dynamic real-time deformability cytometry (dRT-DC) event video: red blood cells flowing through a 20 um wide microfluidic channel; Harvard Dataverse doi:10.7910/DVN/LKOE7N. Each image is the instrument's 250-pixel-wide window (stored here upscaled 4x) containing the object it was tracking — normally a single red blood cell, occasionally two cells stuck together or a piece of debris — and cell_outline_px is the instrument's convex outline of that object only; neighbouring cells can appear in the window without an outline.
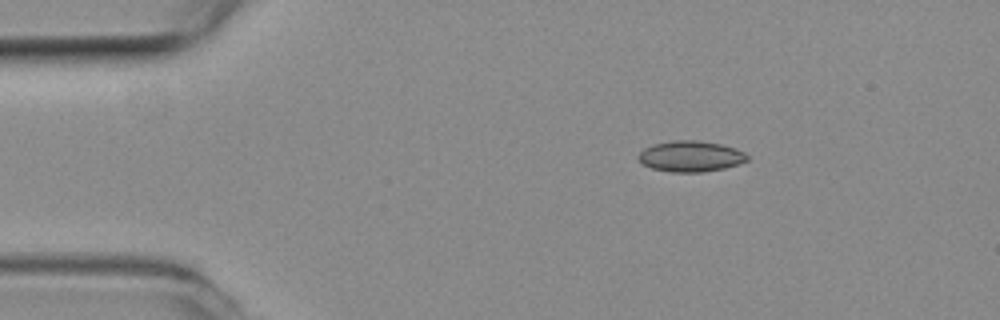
{"species": "common noctule bat (a hibernating species)", "species_latin": "Nyctalus noctula", "temperature_condition": "room temperature", "stored_images_in_passage": 49, "camera_frame_rate_fps": 3000, "um_per_image_px": 0.085, "animal": {"sex": "female", "body_mass_g": 19.3, "forearm_length_mm": 54.1}, "frame": {"image": 1, "passage_image": 1, "time_ms": 0.0, "image_size_px": [1000, 320], "cell_outline_px": [[748, 160], [740, 164], [724, 168], [704, 172], [668, 172], [652, 168], [644, 164], [636, 156], [644, 148], [652, 144], [672, 140], [696, 140], [720, 144], [736, 148], [744, 152], [748, 156]], "centroid_in_image_um": [58.7, 13.28], "position_along_channel_um": 26.3, "area_um2": 19.71}}
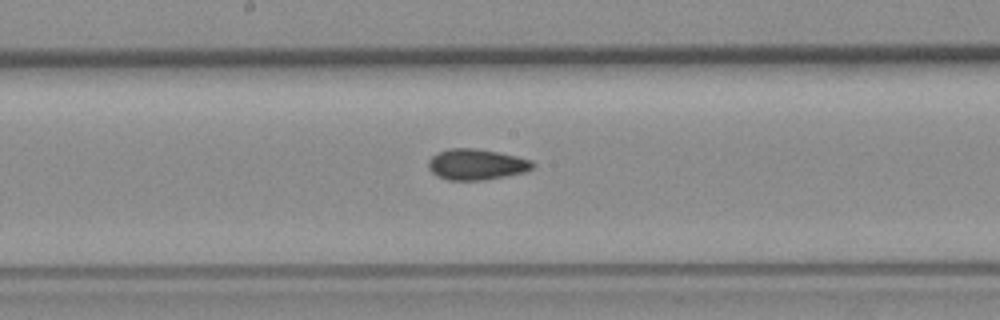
{"frame": {"image": 2, "passage_image": 21, "time_ms": 6.667, "image_size_px": [1000, 320], "cell_outline_px": [[536, 164], [532, 168], [524, 172], [484, 180], [448, 180], [436, 176], [428, 168], [428, 160], [432, 156], [448, 148], [476, 148], [516, 156], [532, 160]], "centroid_in_image_um": [40.48, 13.97], "position_along_channel_um": 207.7, "area_um2": 18.73}}
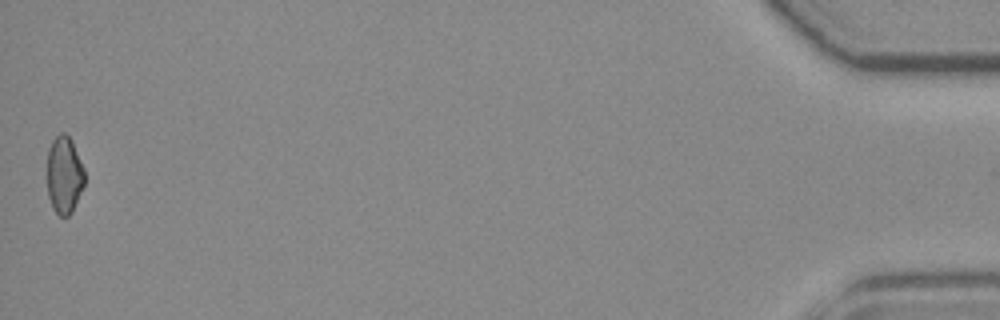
{"frame": {"image": 3, "passage_image": 48, "time_ms": 15.667, "image_size_px": [1000, 320], "cell_outline_px": [[84, 184], [72, 212], [68, 216], [60, 216], [52, 208], [48, 196], [48, 148], [52, 140], [60, 132], [64, 132], [72, 140], [84, 168]], "centroid_in_image_um": [5.46, 14.85], "position_along_channel_um": 429.7, "area_um2": 16.88}}